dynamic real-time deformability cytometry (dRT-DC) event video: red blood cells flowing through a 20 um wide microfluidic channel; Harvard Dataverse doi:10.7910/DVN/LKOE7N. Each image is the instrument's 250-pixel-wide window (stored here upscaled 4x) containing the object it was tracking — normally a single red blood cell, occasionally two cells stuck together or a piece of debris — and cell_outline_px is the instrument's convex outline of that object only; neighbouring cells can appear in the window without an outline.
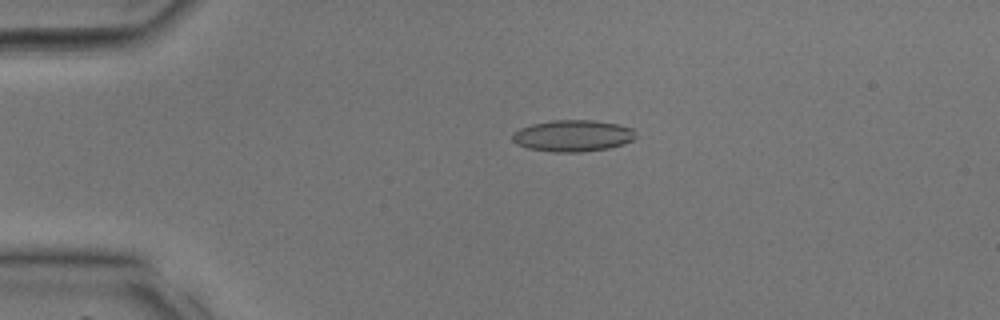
{"species": "common noctule bat (a hibernating species)", "species_latin": "Nyctalus noctula", "temperature_condition": "room temperature", "stored_images_in_passage": 38, "camera_frame_rate_fps": 3000, "um_per_image_px": 0.085, "animal": {"sex": "male", "body_mass_g": 17.9, "forearm_length_mm": 54.2}, "frame": {"image": 1, "passage_image": 9, "time_ms": 2.667, "image_size_px": [1000, 320], "cell_outline_px": [[636, 136], [632, 140], [624, 144], [608, 148], [580, 152], [552, 152], [528, 148], [516, 144], [512, 140], [512, 132], [520, 128], [532, 124], [552, 120], [592, 120], [620, 124], [632, 128], [636, 132]], "centroid_in_image_um": [48.69, 11.54], "position_along_channel_um": 36.3, "area_um2": 22.83}}
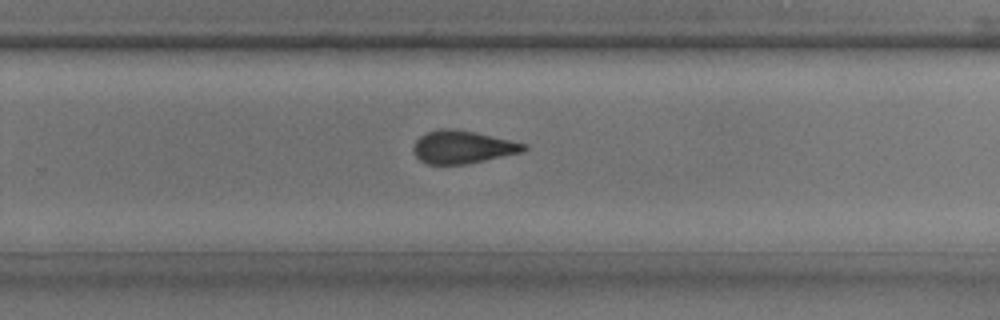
{"frame": {"image": 2, "passage_image": 25, "time_ms": 8.0, "image_size_px": [1000, 320], "cell_outline_px": [[528, 148], [520, 152], [484, 160], [464, 164], [428, 164], [420, 160], [416, 156], [412, 148], [416, 140], [420, 136], [428, 132], [440, 128], [448, 128], [476, 132], [528, 144]], "centroid_in_image_um": [39.3, 12.49], "position_along_channel_um": 290.5, "area_um2": 20.92}}
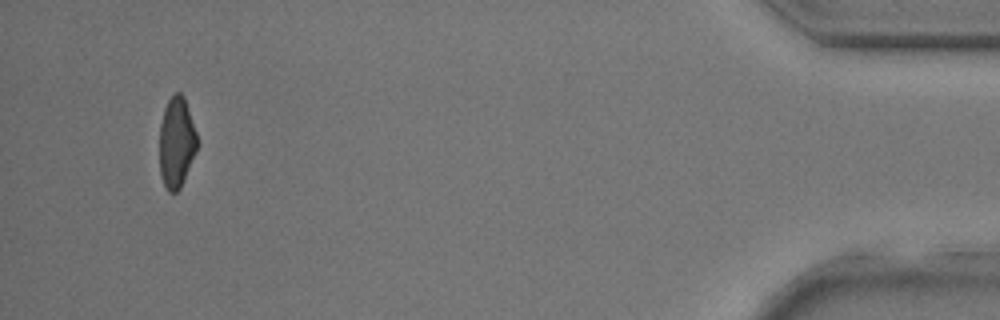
{"frame": {"image": 3, "passage_image": 36, "time_ms": 11.667, "image_size_px": [1000, 320], "cell_outline_px": [[196, 152], [180, 188], [176, 192], [168, 192], [164, 184], [160, 172], [160, 124], [164, 108], [168, 100], [176, 92], [180, 92], [184, 96], [196, 132]], "centroid_in_image_um": [14.99, 12.1], "position_along_channel_um": 420.2, "area_um2": 19.65}}